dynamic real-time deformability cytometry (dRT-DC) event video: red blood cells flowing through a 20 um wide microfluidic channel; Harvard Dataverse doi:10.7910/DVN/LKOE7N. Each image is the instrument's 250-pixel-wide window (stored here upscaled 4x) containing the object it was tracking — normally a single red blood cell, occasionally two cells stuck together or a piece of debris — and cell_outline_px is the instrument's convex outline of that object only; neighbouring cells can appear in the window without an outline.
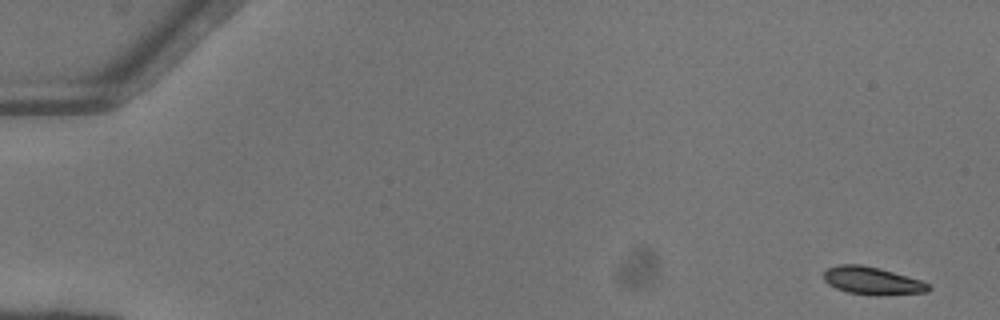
{"species": "common noctule bat (a hibernating species)", "species_latin": "Nyctalus noctula", "temperature_condition": "warm", "stored_images_in_passage": 50, "camera_frame_rate_fps": 3000, "um_per_image_px": 0.085, "animal": {"sex": "female"}, "frame": {"image": 1, "passage_image": 1, "time_ms": 0.0, "image_size_px": [1000, 320], "cell_outline_px": [[932, 288], [928, 292], [876, 296], [848, 292], [836, 288], [828, 284], [824, 280], [824, 272], [828, 268], [840, 264], [864, 264], [880, 268], [920, 280], [928, 284]], "centroid_in_image_um": [74.15, 23.86], "position_along_channel_um": 10.9, "area_um2": 16.99}}
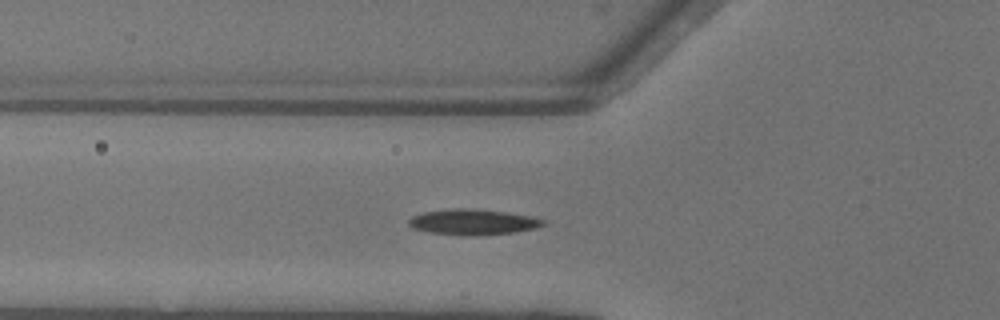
{"frame": {"image": 2, "passage_image": 18, "time_ms": 5.667, "image_size_px": [1000, 320], "cell_outline_px": [[544, 224], [536, 228], [516, 232], [476, 236], [460, 236], [428, 232], [412, 228], [408, 224], [408, 220], [412, 216], [424, 212], [452, 208], [476, 208], [508, 212], [532, 216], [544, 220]], "centroid_in_image_um": [40.19, 18.87], "position_along_channel_um": 85.6, "area_um2": 20.46}}
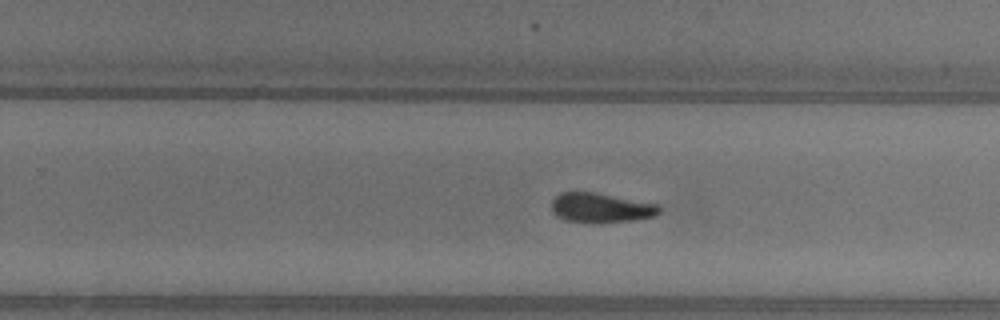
{"frame": {"image": 3, "passage_image": 32, "time_ms": 10.333, "image_size_px": [1000, 320], "cell_outline_px": [[660, 212], [656, 216], [632, 220], [600, 224], [592, 224], [564, 220], [556, 216], [552, 212], [552, 200], [560, 192], [596, 192], [660, 204]], "centroid_in_image_um": [51.08, 17.68], "position_along_channel_um": 278.7, "area_um2": 19.13}, "authors_computed_cell_mechanics": {"area_um2": 18.496, "velocity_mm_per_s": 4.1345, "shape_relaxation_time_tau1_ms": 4.1345, "shape_relaxation_time_tau2_ms": 4.3135, "deformation_change_tau1": 0.1524, "deformation_change_tau2": 0.1196}}